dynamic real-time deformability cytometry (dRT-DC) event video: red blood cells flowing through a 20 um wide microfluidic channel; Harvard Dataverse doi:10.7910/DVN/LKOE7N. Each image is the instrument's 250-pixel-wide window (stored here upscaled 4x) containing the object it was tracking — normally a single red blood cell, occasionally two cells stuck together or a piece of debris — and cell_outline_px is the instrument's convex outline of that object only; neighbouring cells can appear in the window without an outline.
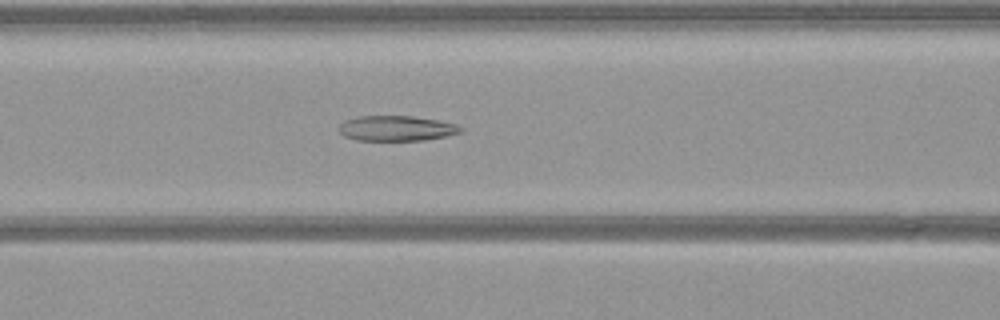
{"species": "common noctule bat (a hibernating species)", "species_latin": "Nyctalus noctula", "temperature_condition": "warm", "stored_images_in_passage": 39, "camera_frame_rate_fps": 3000, "um_per_image_px": 0.085, "animal": {"sex": "female", "body_mass_g": 21.9}, "frame": {"image": 1, "passage_image": 8, "time_ms": 2.333, "image_size_px": [1000, 320], "cell_outline_px": [[464, 132], [424, 140], [356, 140], [344, 136], [340, 132], [340, 124], [344, 120], [360, 116], [412, 116], [440, 120], [456, 124], [464, 128]], "centroid_in_image_um": [33.74, 10.9], "position_along_channel_um": 132.9, "area_um2": 17.92}}
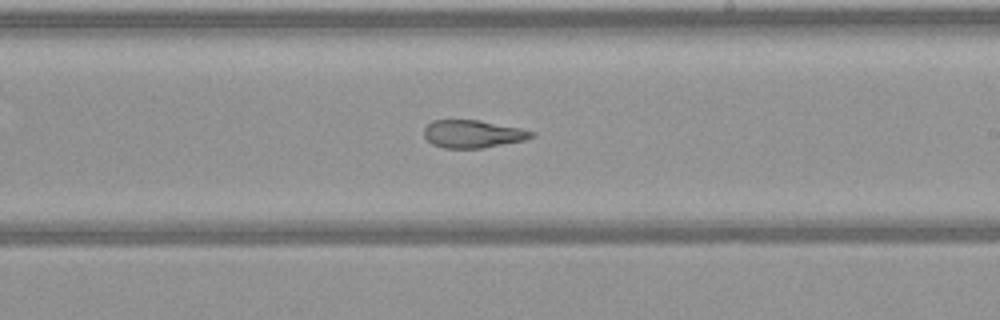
{"frame": {"image": 2, "passage_image": 17, "time_ms": 5.333, "image_size_px": [1000, 320], "cell_outline_px": [[536, 136], [524, 140], [484, 148], [444, 148], [432, 144], [424, 136], [424, 128], [432, 120], [476, 120], [520, 128], [536, 132]], "centroid_in_image_um": [40.2, 11.39], "position_along_channel_um": 248.8, "area_um2": 17.34}}
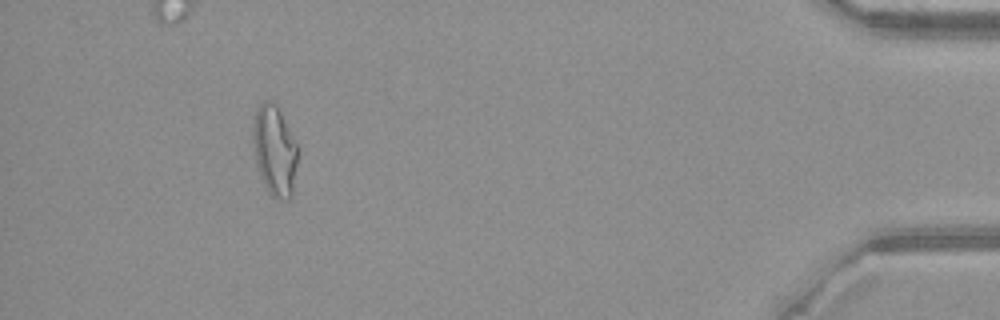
{"frame": {"image": 3, "passage_image": 35, "time_ms": 11.333, "image_size_px": [1000, 320], "cell_outline_px": [[300, 148], [292, 196], [288, 200], [280, 200], [272, 196], [268, 192], [264, 184], [256, 164], [252, 140], [252, 124], [256, 112], [260, 104], [264, 100], [268, 100], [276, 104]], "centroid_in_image_um": [23.36, 12.82], "position_along_channel_um": 411.8, "area_um2": 24.04}}